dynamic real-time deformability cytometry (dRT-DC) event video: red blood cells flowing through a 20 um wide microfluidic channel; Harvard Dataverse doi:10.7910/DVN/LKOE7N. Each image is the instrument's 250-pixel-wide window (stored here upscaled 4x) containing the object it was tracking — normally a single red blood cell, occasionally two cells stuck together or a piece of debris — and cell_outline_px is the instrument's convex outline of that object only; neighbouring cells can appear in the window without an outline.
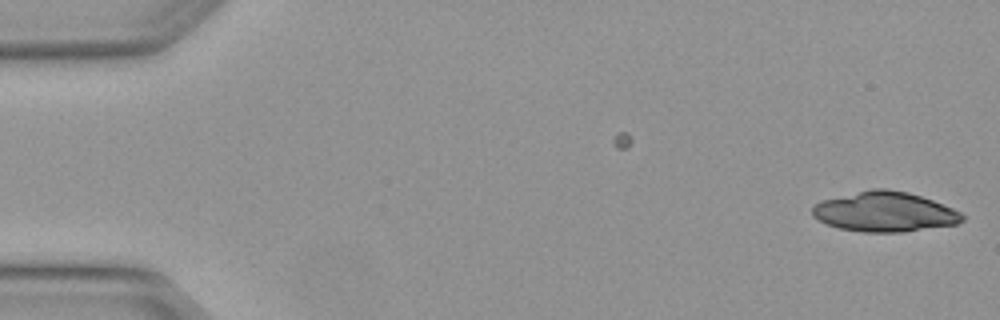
{"species": "Egyptian fruit bat (a non-hibernating species)", "species_latin": "Rousettus aegyptiacus", "temperature_condition": "warm", "stored_images_in_passage": 2, "camera_frame_rate_fps": 3000, "um_per_image_px": 0.085, "animal": {"sex": "female"}, "frame": {"image": 1, "passage_image": 2, "time_ms": 0.333, "image_size_px": [1000, 320], "cell_outline_px": [[964, 220], [956, 224], [904, 232], [864, 232], [840, 228], [828, 224], [812, 216], [812, 208], [816, 204], [824, 200], [872, 188], [888, 188], [908, 192], [932, 200], [952, 208], [960, 212], [964, 216]], "centroid_in_image_um": [75.22, 18.0], "position_along_channel_um": 9.8, "area_um2": 34.56}}